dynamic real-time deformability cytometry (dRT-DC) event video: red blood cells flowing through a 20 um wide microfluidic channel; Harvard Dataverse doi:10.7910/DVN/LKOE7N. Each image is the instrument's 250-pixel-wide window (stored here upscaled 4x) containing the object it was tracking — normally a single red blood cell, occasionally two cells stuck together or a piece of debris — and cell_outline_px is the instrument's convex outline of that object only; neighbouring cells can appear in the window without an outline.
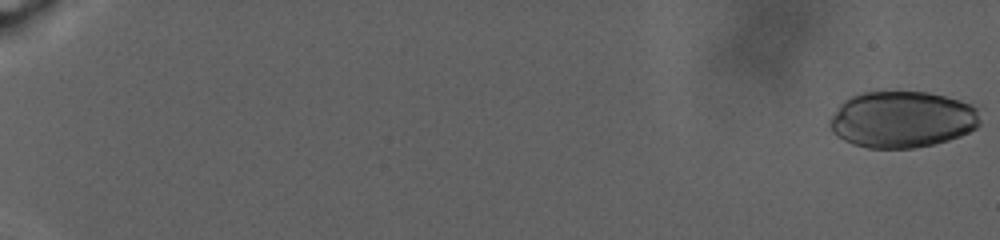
{"species": "human", "species_latin": "Homo sapiens", "temperature_condition": "warm", "stored_images_in_passage": 32, "camera_frame_rate_fps": 3000, "um_per_image_px": 0.085, "donor": {"sex": "male"}, "frame": {"image": 1, "passage_image": 1, "time_ms": 0.0, "image_size_px": [1000, 240], "cell_outline_px": [[980, 124], [976, 128], [960, 136], [948, 140], [932, 144], [912, 148], [868, 148], [852, 144], [836, 136], [832, 132], [828, 124], [828, 120], [840, 104], [844, 100], [860, 92], [928, 92], [960, 100], [972, 104], [976, 108], [980, 120]], "centroid_in_image_um": [76.65, 10.15], "position_along_channel_um": 8.3, "area_um2": 49.71}}
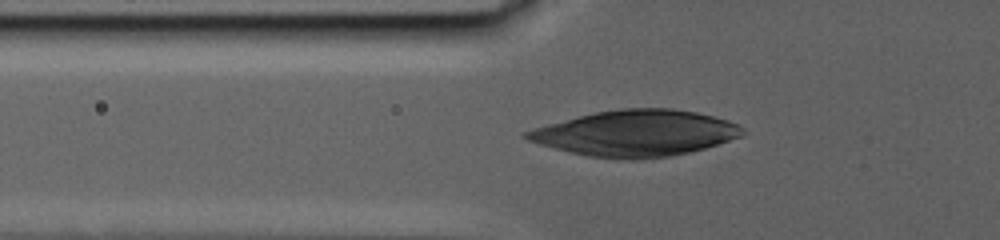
{"frame": {"image": 2, "passage_image": 28, "time_ms": 12.333, "image_size_px": [1000, 240], "cell_outline_px": [[744, 132], [740, 136], [704, 148], [672, 156], [632, 160], [628, 160], [588, 156], [540, 144], [528, 140], [520, 136], [524, 132], [548, 124], [596, 112], [620, 108], [672, 108], [696, 112], [728, 120], [744, 128]], "centroid_in_image_um": [54.03, 11.32], "position_along_channel_um": 71.8, "area_um2": 57.34}}
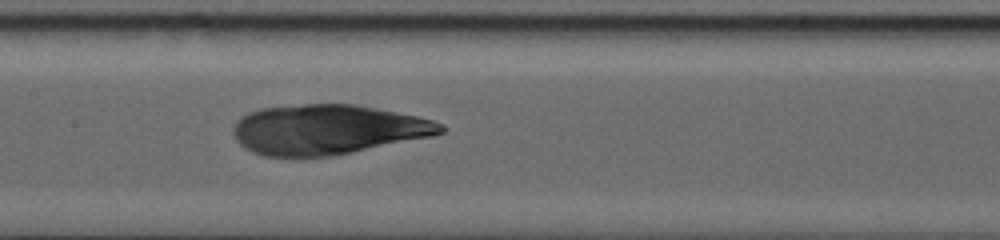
{"frame": {"image": 3, "passage_image": 32, "time_ms": 17.0, "image_size_px": [1000, 240], "cell_outline_px": [[444, 132], [432, 136], [332, 156], [304, 160], [300, 160], [264, 156], [252, 152], [244, 148], [236, 140], [232, 128], [248, 112], [260, 108], [304, 104], [356, 104], [416, 116], [432, 120], [444, 124]], "centroid_in_image_um": [27.8, 11.05], "position_along_channel_um": 179.6, "area_um2": 60.92}}